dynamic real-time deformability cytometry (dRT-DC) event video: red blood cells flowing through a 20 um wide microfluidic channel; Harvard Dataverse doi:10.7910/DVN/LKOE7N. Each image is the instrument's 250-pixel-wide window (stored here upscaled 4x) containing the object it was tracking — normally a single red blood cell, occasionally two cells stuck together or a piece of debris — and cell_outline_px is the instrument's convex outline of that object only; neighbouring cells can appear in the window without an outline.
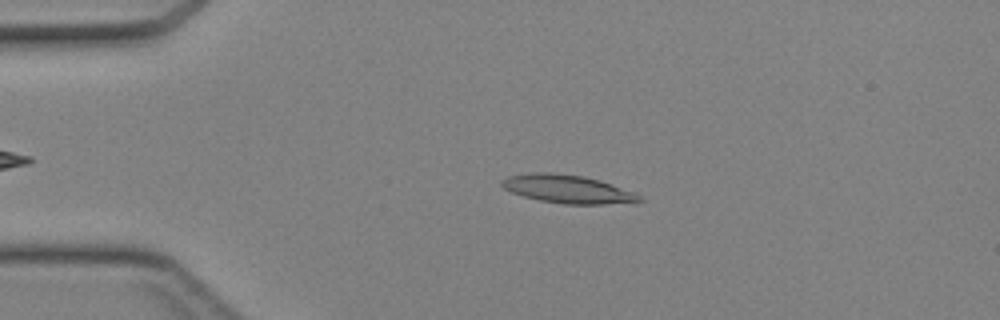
{"species": "Egyptian fruit bat (a non-hibernating species)", "species_latin": "Rousettus aegyptiacus", "temperature_condition": "cold", "stored_images_in_passage": 32, "camera_frame_rate_fps": 3000, "um_per_image_px": 0.085, "animal": {"sex": "female"}, "frame": {"image": 1, "passage_image": 2, "time_ms": 0.333, "image_size_px": [1000, 320], "cell_outline_px": [[644, 200], [600, 204], [564, 204], [540, 200], [524, 196], [512, 192], [504, 188], [500, 184], [500, 180], [508, 176], [528, 172], [552, 172], [584, 176], [600, 180], [636, 192]], "centroid_in_image_um": [48.2, 16.05], "position_along_channel_um": 36.8, "area_um2": 22.6}}
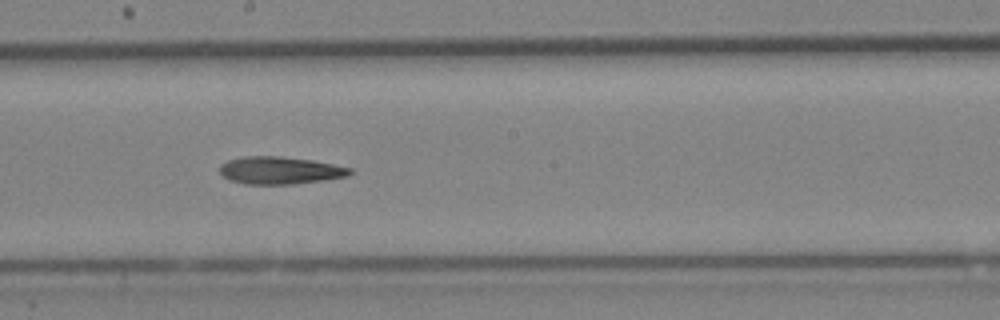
{"frame": {"image": 2, "passage_image": 17, "time_ms": 5.333, "image_size_px": [1000, 320], "cell_outline_px": [[352, 172], [348, 176], [324, 180], [292, 184], [244, 184], [228, 180], [220, 172], [220, 164], [228, 160], [244, 156], [280, 156], [312, 160], [352, 168]], "centroid_in_image_um": [23.78, 14.48], "position_along_channel_um": 224.4, "area_um2": 20.87}}
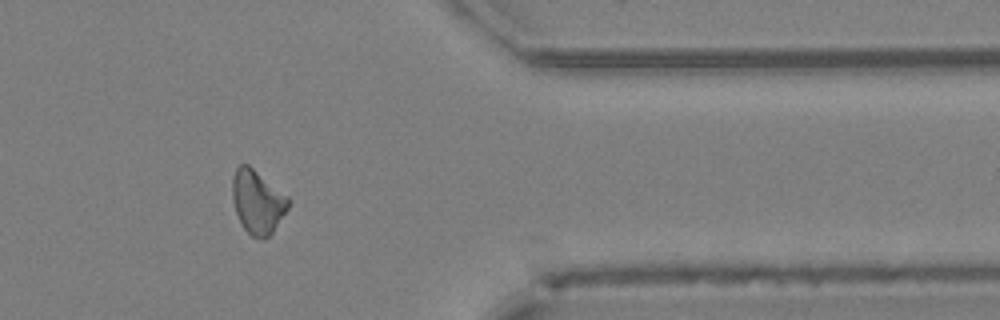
{"frame": {"image": 3, "passage_image": 29, "time_ms": 9.333, "image_size_px": [1000, 320], "cell_outline_px": [[292, 200], [288, 208], [272, 232], [268, 236], [260, 240], [252, 236], [244, 228], [236, 212], [232, 196], [232, 176], [236, 168], [240, 164], [248, 164], [288, 196]], "centroid_in_image_um": [21.89, 17.14], "position_along_channel_um": 389.5, "area_um2": 20.63}}